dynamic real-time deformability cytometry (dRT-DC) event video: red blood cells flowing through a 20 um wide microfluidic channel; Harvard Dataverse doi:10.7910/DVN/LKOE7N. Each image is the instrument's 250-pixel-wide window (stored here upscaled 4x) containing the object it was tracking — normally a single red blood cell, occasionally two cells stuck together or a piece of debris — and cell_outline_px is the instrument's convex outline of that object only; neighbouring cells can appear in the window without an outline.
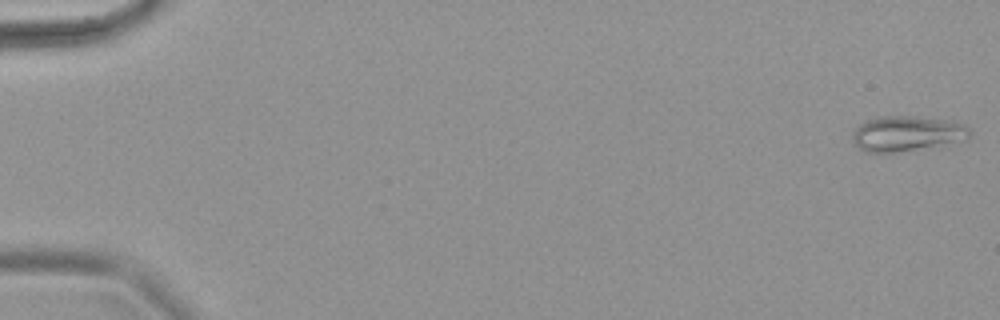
{"species": "common noctule bat (a hibernating species)", "species_latin": "Nyctalus noctula", "temperature_condition": "warm", "stored_images_in_passage": 63, "camera_frame_rate_fps": 3000, "um_per_image_px": 0.085, "animal": {"sex": "female", "body_mass_g": 18.4}, "frame": {"image": 1, "passage_image": 1, "time_ms": 0.0, "image_size_px": [1000, 320], "cell_outline_px": [[972, 132], [964, 140], [948, 148], [896, 152], [864, 152], [852, 140], [852, 132], [860, 124], [876, 116], [916, 116], [944, 120], [964, 124]], "centroid_in_image_um": [77.17, 11.4], "position_along_channel_um": 7.8, "area_um2": 24.97}}
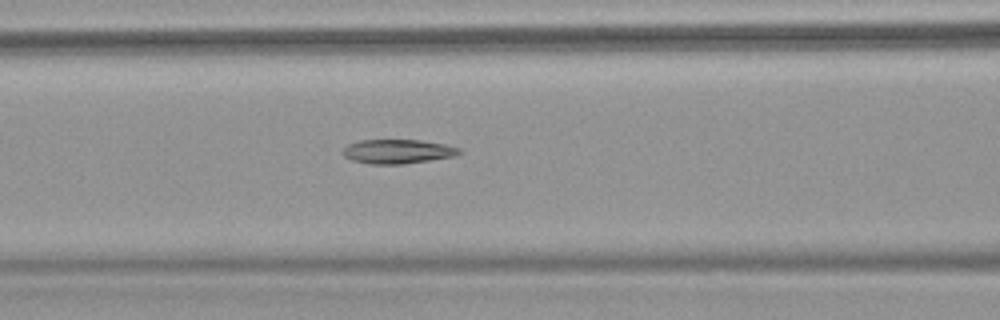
{"frame": {"image": 2, "passage_image": 28, "time_ms": 9.0, "image_size_px": [1000, 320], "cell_outline_px": [[464, 152], [456, 156], [404, 164], [368, 164], [352, 160], [344, 156], [340, 152], [348, 144], [360, 140], [420, 140], [444, 144], [460, 148]], "centroid_in_image_um": [33.81, 12.88], "position_along_channel_um": 132.8, "area_um2": 16.59}}
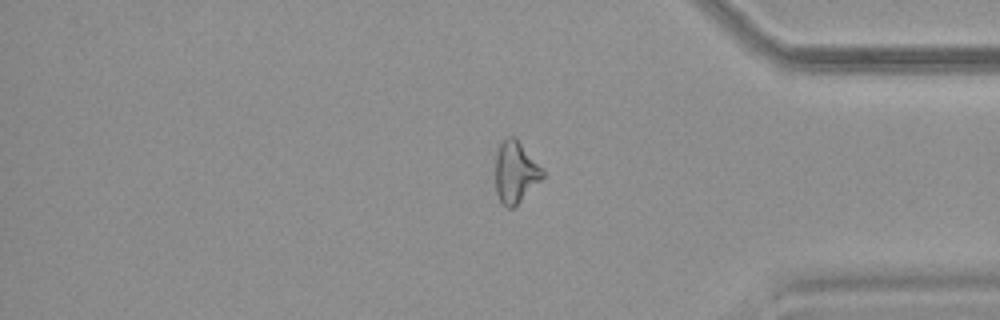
{"frame": {"image": 3, "passage_image": 53, "time_ms": 17.333, "image_size_px": [1000, 320], "cell_outline_px": [[544, 176], [512, 208], [508, 208], [500, 200], [496, 192], [496, 152], [500, 144], [508, 136], [516, 136], [544, 172]], "centroid_in_image_um": [43.79, 14.59], "position_along_channel_um": 391.4, "area_um2": 16.47}}